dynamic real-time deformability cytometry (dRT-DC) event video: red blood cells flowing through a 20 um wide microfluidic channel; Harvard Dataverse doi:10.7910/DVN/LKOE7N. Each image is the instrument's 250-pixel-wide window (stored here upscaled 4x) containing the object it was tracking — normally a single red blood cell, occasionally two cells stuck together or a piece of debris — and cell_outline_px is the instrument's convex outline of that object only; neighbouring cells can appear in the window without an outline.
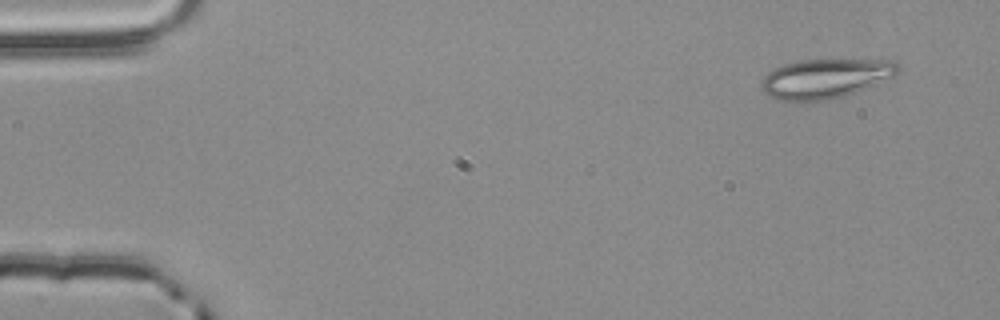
{"species": "common noctule bat (a hibernating species)", "species_latin": "Nyctalus noctula", "temperature_condition": "room temperature", "stored_images_in_passage": 3, "camera_frame_rate_fps": 3000, "um_per_image_px": 0.085, "animal": {"sex": "male", "body_mass_g": 20.4}, "frame": {"image": 1, "passage_image": 1, "time_ms": 0.0, "image_size_px": [1000, 320], "cell_outline_px": [[904, 68], [896, 76], [848, 96], [824, 100], [776, 100], [768, 96], [760, 88], [760, 84], [764, 76], [772, 68], [784, 64], [800, 60], [896, 60]], "centroid_in_image_um": [70.22, 6.67], "position_along_channel_um": 14.8, "area_um2": 31.96}}